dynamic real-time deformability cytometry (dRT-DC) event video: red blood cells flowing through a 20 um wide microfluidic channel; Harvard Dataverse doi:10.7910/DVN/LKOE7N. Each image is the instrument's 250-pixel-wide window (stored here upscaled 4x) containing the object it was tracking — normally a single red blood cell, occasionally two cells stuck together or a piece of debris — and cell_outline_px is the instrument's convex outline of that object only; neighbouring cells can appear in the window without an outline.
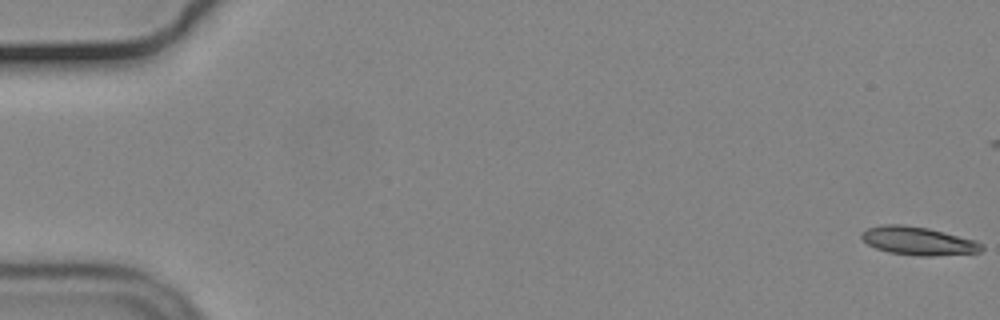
{"species": "common noctule bat (a hibernating species)", "species_latin": "Nyctalus noctula", "temperature_condition": "cold", "stored_images_in_passage": 46, "camera_frame_rate_fps": 3000, "um_per_image_px": 0.085, "animal": {"sex": "male", "body_mass_g": 19.2, "forearm_length_mm": 51.8}, "frame": {"image": 1, "passage_image": 1, "time_ms": 0.0, "image_size_px": [1000, 320], "cell_outline_px": [[984, 248], [980, 252], [932, 256], [916, 256], [888, 252], [876, 248], [868, 244], [860, 236], [860, 232], [868, 228], [884, 224], [904, 224], [928, 228], [976, 240], [984, 244]], "centroid_in_image_um": [78.05, 20.48], "position_along_channel_um": 6.9, "area_um2": 19.94}}
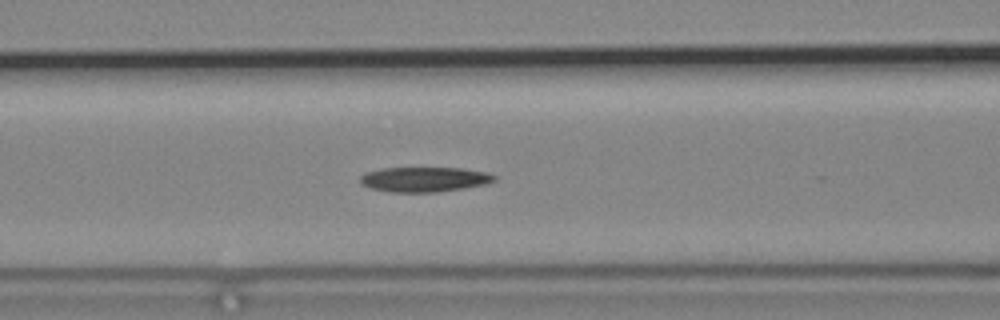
{"frame": {"image": 2, "passage_image": 24, "time_ms": 7.667, "image_size_px": [1000, 320], "cell_outline_px": [[496, 180], [488, 184], [464, 188], [436, 192], [388, 192], [372, 188], [360, 184], [360, 176], [368, 172], [384, 168], [460, 168], [488, 172], [496, 176]], "centroid_in_image_um": [36.11, 15.25], "position_along_channel_um": 130.5, "area_um2": 19.48}}
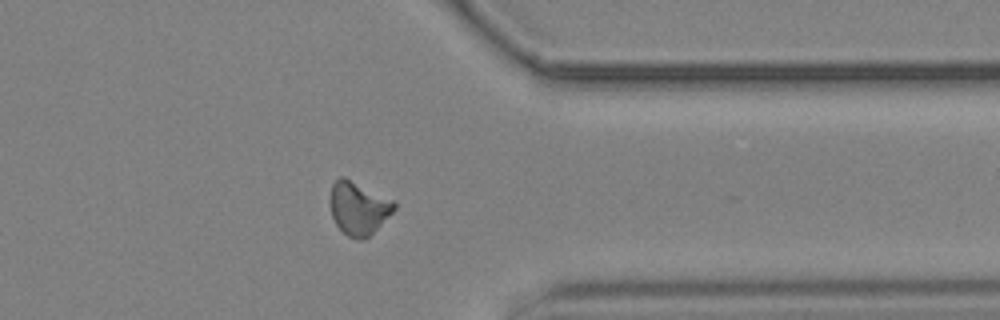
{"frame": {"image": 3, "passage_image": 45, "time_ms": 14.667, "image_size_px": [1000, 320], "cell_outline_px": [[396, 208], [364, 240], [360, 240], [348, 236], [336, 224], [332, 216], [332, 184], [340, 176], [344, 176], [392, 200], [396, 204]], "centroid_in_image_um": [30.47, 17.69], "position_along_channel_um": 380.9, "area_um2": 19.13}}